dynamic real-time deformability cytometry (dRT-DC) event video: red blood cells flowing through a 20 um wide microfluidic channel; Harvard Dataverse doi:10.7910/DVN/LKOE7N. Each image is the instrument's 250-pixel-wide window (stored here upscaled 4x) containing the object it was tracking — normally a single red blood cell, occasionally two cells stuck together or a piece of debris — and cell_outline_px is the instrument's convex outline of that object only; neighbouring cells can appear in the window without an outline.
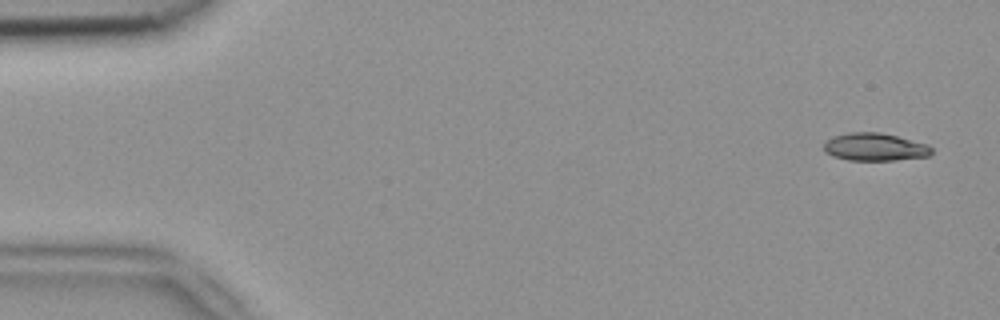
{"species": "common noctule bat (a hibernating species)", "species_latin": "Nyctalus noctula", "temperature_condition": "room temperature", "stored_images_in_passage": 7, "camera_frame_rate_fps": 3000, "um_per_image_px": 0.085, "animal": {"sex": "female", "body_mass_g": 18.4}, "frame": {"image": 1, "passage_image": 1, "time_ms": 0.0, "image_size_px": [1000, 320], "cell_outline_px": [[932, 152], [928, 156], [896, 160], [848, 160], [832, 156], [824, 152], [824, 144], [832, 136], [848, 132], [880, 132], [928, 144], [932, 148]], "centroid_in_image_um": [74.34, 12.49], "position_along_channel_um": 10.7, "area_um2": 17.46}}
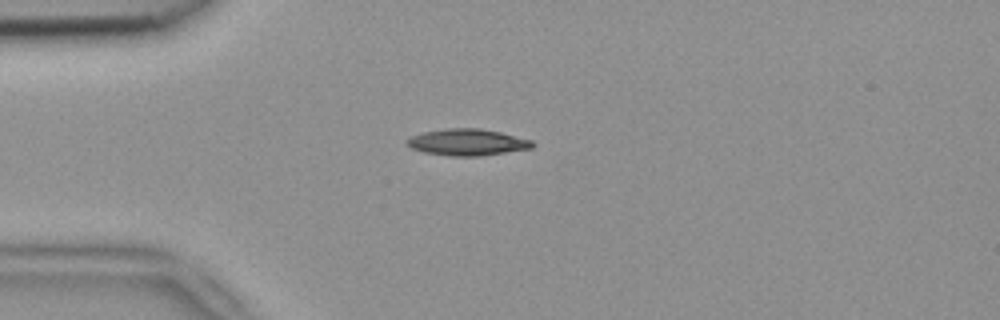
{"frame": {"image": 2, "passage_image": 4, "time_ms": 1.0, "image_size_px": [1000, 320], "cell_outline_px": [[536, 144], [532, 148], [480, 156], [448, 156], [424, 152], [412, 148], [408, 144], [408, 140], [412, 136], [424, 132], [448, 128], [480, 128], [500, 132], [532, 140]], "centroid_in_image_um": [39.77, 12.09], "position_along_channel_um": 45.2, "area_um2": 19.25}}